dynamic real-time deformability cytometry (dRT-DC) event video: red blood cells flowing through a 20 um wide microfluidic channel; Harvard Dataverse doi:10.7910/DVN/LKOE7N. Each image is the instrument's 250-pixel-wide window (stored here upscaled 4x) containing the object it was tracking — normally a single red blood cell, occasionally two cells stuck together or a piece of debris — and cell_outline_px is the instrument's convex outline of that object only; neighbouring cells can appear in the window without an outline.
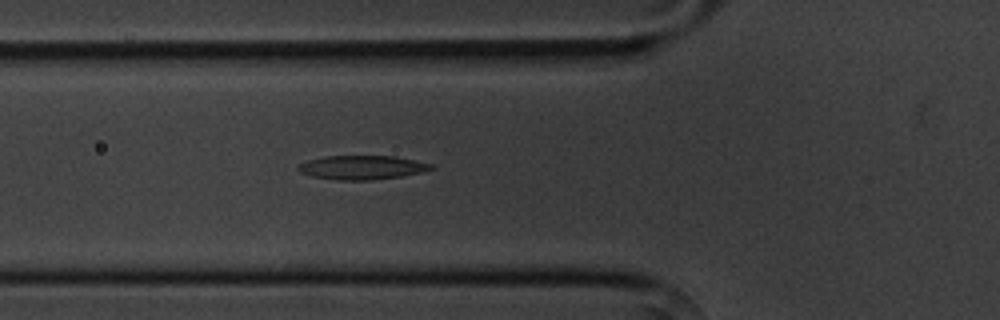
{"species": "common noctule bat (a hibernating species)", "species_latin": "Nyctalus noctula", "temperature_condition": "cold", "stored_images_in_passage": 5, "camera_frame_rate_fps": 3000, "um_per_image_px": 0.085, "animal": {"sex": "male", "body_mass_g": 20.1, "forearm_length_mm": 53.5}, "frame": {"image": 1, "passage_image": 5, "time_ms": 4.667, "image_size_px": [1000, 320], "cell_outline_px": [[436, 168], [420, 172], [400, 176], [372, 180], [336, 180], [312, 176], [300, 172], [296, 168], [300, 164], [308, 160], [324, 156], [396, 156], [432, 164]], "centroid_in_image_um": [30.76, 14.23], "position_along_channel_um": 95.0, "area_um2": 18.5}}